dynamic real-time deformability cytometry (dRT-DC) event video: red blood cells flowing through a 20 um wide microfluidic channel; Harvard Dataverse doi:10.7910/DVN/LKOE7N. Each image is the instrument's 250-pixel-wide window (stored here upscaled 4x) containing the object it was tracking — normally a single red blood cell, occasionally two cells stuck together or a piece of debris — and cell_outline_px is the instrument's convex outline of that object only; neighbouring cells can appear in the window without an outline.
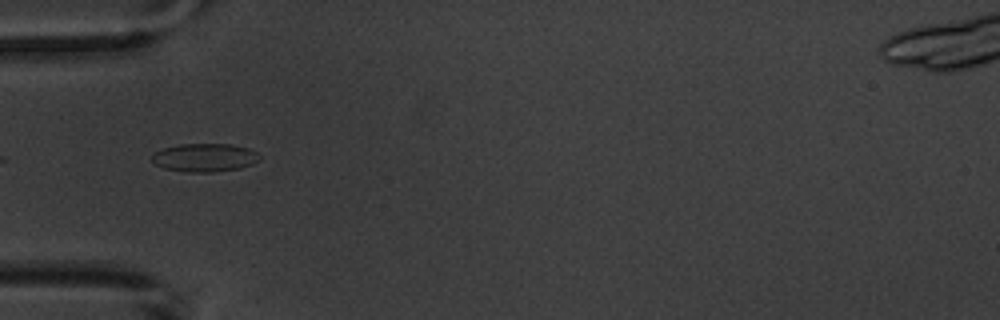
{"species": "common noctule bat (a hibernating species)", "species_latin": "Nyctalus noctula", "temperature_condition": "warm", "stored_images_in_passage": 5, "camera_frame_rate_fps": 3000, "um_per_image_px": 0.085, "animal": {"sex": "male", "body_mass_g": 20.1, "forearm_length_mm": 53.5}, "frame": {"image": 1, "passage_image": 4, "time_ms": 4.333, "image_size_px": [1000, 320], "cell_outline_px": [[260, 156], [252, 164], [240, 168], [212, 172], [188, 172], [164, 168], [156, 164], [152, 160], [152, 152], [164, 148], [180, 144], [232, 144], [248, 148], [256, 152]], "centroid_in_image_um": [17.37, 13.39], "position_along_channel_um": 67.6, "area_um2": 17.63}}